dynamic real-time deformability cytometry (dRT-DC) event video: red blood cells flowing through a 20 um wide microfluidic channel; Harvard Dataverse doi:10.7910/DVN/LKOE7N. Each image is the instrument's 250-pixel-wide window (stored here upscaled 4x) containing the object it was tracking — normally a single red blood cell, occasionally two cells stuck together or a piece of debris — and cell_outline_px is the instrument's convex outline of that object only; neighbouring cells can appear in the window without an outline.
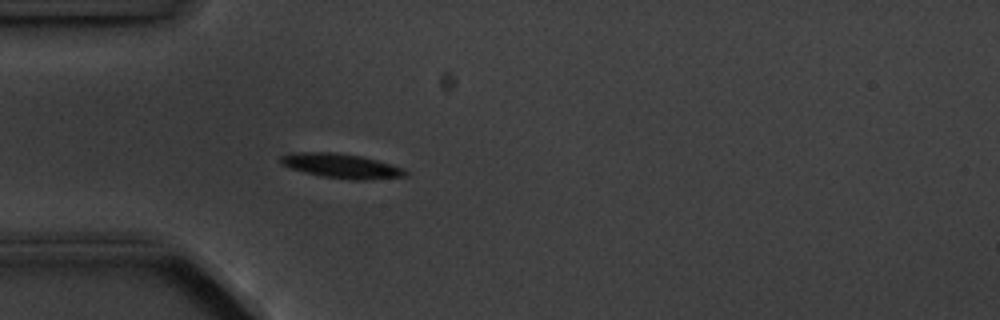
{"species": "common noctule bat (a hibernating species)", "species_latin": "Nyctalus noctula", "temperature_condition": "cold", "stored_images_in_passage": 5, "camera_frame_rate_fps": 3000, "um_per_image_px": 0.085, "animal": {"sex": "male", "body_mass_g": 20.1, "forearm_length_mm": 53.5}, "frame": {"image": 1, "passage_image": 5, "time_ms": 4.667, "image_size_px": [1000, 320], "cell_outline_px": [[408, 176], [364, 180], [352, 180], [320, 176], [288, 168], [280, 164], [280, 156], [296, 152], [336, 152], [360, 156], [392, 164], [404, 168], [408, 172]], "centroid_in_image_um": [29.01, 14.1], "position_along_channel_um": 56.0, "area_um2": 17.98}}